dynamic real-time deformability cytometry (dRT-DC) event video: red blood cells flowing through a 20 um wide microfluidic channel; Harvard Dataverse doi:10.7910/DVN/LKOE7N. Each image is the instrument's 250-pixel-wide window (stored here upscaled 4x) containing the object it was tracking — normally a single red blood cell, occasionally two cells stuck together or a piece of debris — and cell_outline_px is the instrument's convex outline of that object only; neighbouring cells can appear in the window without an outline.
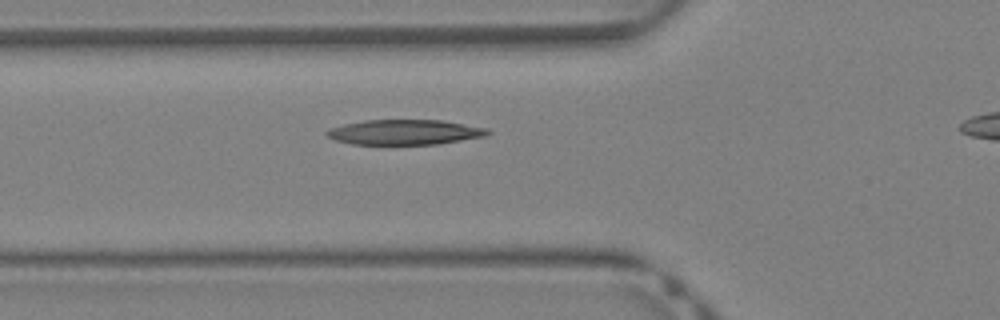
{"species": "Egyptian fruit bat (a non-hibernating species)", "species_latin": "Rousettus aegyptiacus", "temperature_condition": "warm", "stored_images_in_passage": 30, "camera_frame_rate_fps": 3000, "um_per_image_px": 0.085, "animal": {"sex": "female"}, "frame": {"image": 1, "passage_image": 9, "time_ms": 2.667, "image_size_px": [1000, 320], "cell_outline_px": [[492, 132], [488, 136], [436, 144], [352, 144], [336, 140], [328, 136], [324, 132], [328, 128], [344, 124], [364, 120], [440, 120], [488, 128]], "centroid_in_image_um": [34.41, 11.23], "position_along_channel_um": 91.4, "area_um2": 23.52}}
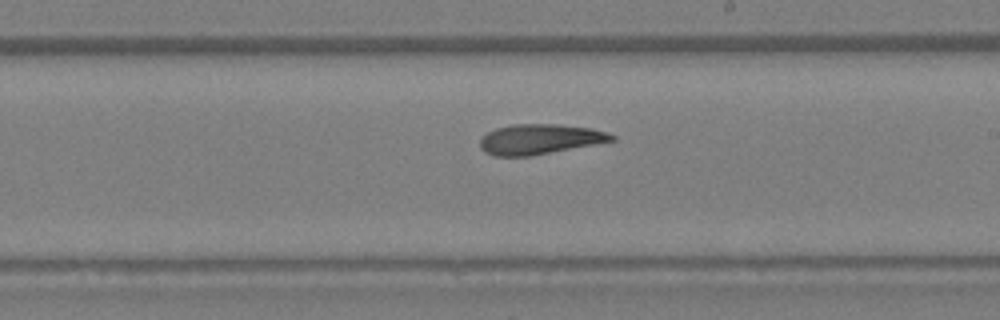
{"frame": {"image": 2, "passage_image": 18, "time_ms": 5.667, "image_size_px": [1000, 320], "cell_outline_px": [[616, 140], [528, 156], [496, 156], [484, 152], [480, 148], [480, 140], [488, 132], [496, 128], [512, 124], [556, 124], [592, 128], [608, 132], [616, 136]], "centroid_in_image_um": [45.88, 11.82], "position_along_channel_um": 243.1, "area_um2": 22.95}}
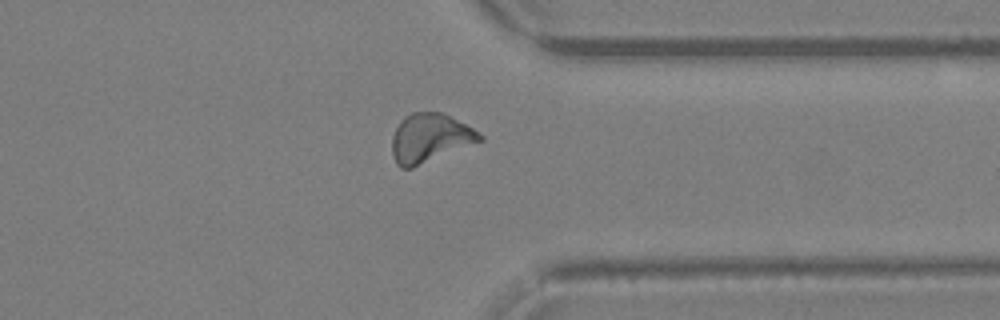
{"frame": {"image": 3, "passage_image": 26, "time_ms": 8.333, "image_size_px": [1000, 320], "cell_outline_px": [[484, 140], [412, 168], [400, 168], [396, 164], [392, 156], [392, 136], [400, 120], [404, 116], [412, 112], [440, 112], [480, 132], [484, 136]], "centroid_in_image_um": [36.52, 11.75], "position_along_channel_um": 374.9, "area_um2": 24.91}}